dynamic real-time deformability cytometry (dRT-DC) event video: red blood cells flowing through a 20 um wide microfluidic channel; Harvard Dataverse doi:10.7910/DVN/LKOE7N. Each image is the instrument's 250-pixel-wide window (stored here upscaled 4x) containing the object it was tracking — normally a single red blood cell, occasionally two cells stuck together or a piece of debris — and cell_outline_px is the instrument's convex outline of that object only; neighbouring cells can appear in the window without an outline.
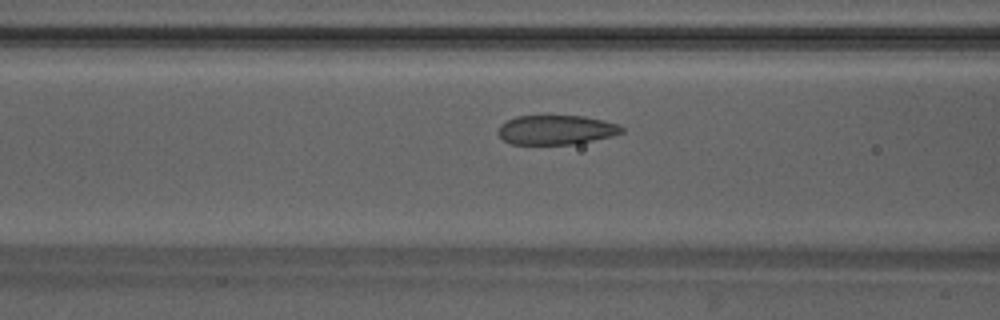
{"species": "Egyptian fruit bat (a non-hibernating species)", "species_latin": "Rousettus aegyptiacus", "temperature_condition": "warm", "stored_images_in_passage": 48, "camera_frame_rate_fps": 3000, "um_per_image_px": 0.085, "animal": {"sex": "male"}, "frame": {"image": 1, "passage_image": 19, "time_ms": 6.0, "image_size_px": [1000, 320], "cell_outline_px": [[624, 132], [612, 136], [576, 144], [512, 144], [504, 140], [496, 132], [500, 124], [516, 116], [584, 116], [604, 120], [620, 124], [624, 128]], "centroid_in_image_um": [47.29, 11.04], "position_along_channel_um": 119.3, "area_um2": 21.33}}
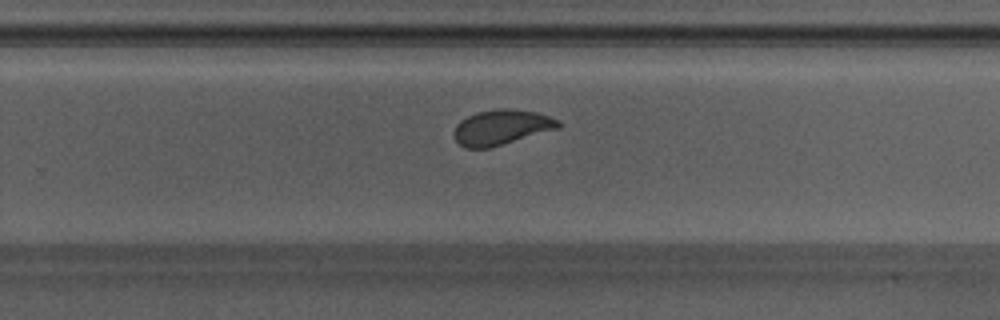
{"frame": {"image": 2, "passage_image": 31, "time_ms": 10.0, "image_size_px": [1000, 320], "cell_outline_px": [[560, 128], [488, 148], [464, 148], [452, 136], [452, 132], [456, 124], [460, 120], [476, 112], [500, 108], [508, 108], [536, 112], [560, 120]], "centroid_in_image_um": [42.59, 10.81], "position_along_channel_um": 287.2, "area_um2": 21.44}}
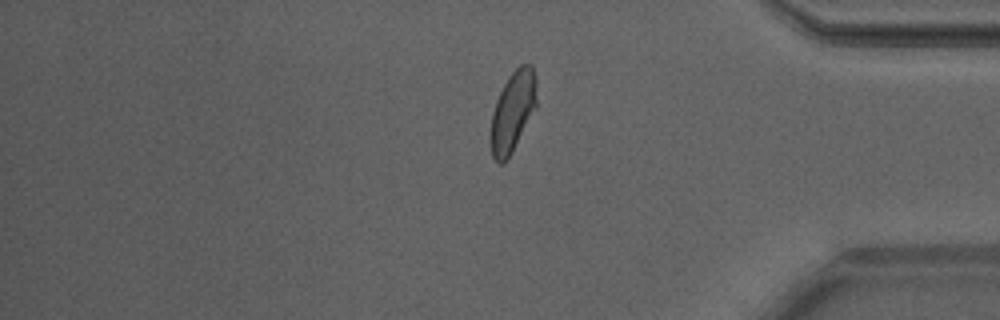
{"frame": {"image": 3, "passage_image": 40, "time_ms": 13.0, "image_size_px": [1000, 320], "cell_outline_px": [[536, 108], [512, 152], [504, 164], [500, 164], [492, 156], [488, 136], [492, 112], [496, 100], [508, 76], [520, 64], [532, 64], [536, 76]], "centroid_in_image_um": [43.56, 9.49], "position_along_channel_um": 391.6, "area_um2": 21.96}, "authors_computed_cell_mechanics": {"area_um2": 22.0218, "velocity_mm_per_s": 4.199, "shape_relaxation_time_tau1_ms": 2.8066, "shape_relaxation_time_tau2_ms": 0.8569, "deformation_change_tau1": 0.1209, "deformation_change_tau2": 0.0493}}